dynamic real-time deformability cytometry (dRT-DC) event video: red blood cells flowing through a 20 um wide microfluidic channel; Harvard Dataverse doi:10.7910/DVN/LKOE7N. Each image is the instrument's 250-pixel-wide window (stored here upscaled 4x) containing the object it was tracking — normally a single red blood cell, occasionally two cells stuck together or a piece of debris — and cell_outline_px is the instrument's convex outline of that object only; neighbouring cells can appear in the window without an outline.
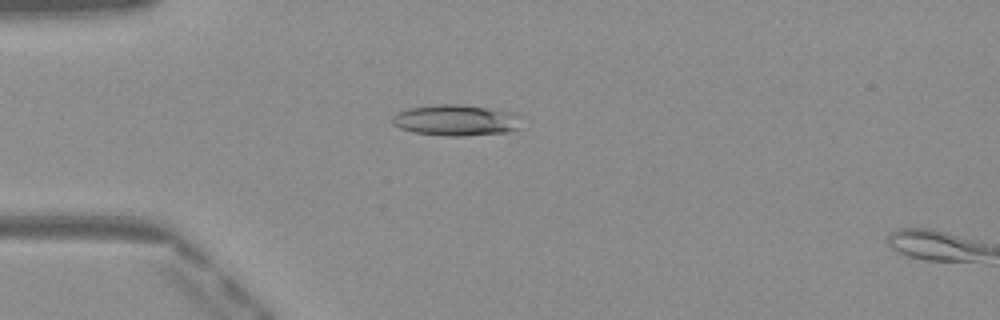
{"species": "Egyptian fruit bat (a non-hibernating species)", "species_latin": "Rousettus aegyptiacus", "temperature_condition": "warm", "stored_images_in_passage": 5, "camera_frame_rate_fps": 3000, "um_per_image_px": 0.085, "frame": {"image": 1, "passage_image": 3, "time_ms": 0.667, "image_size_px": [1000, 320], "cell_outline_px": [[524, 116], [516, 128], [508, 132], [464, 136], [448, 136], [416, 132], [400, 128], [392, 124], [392, 116], [396, 112], [408, 108], [444, 104], [456, 104], [516, 112]], "centroid_in_image_um": [38.78, 10.22], "position_along_channel_um": 46.2, "area_um2": 23.35}}